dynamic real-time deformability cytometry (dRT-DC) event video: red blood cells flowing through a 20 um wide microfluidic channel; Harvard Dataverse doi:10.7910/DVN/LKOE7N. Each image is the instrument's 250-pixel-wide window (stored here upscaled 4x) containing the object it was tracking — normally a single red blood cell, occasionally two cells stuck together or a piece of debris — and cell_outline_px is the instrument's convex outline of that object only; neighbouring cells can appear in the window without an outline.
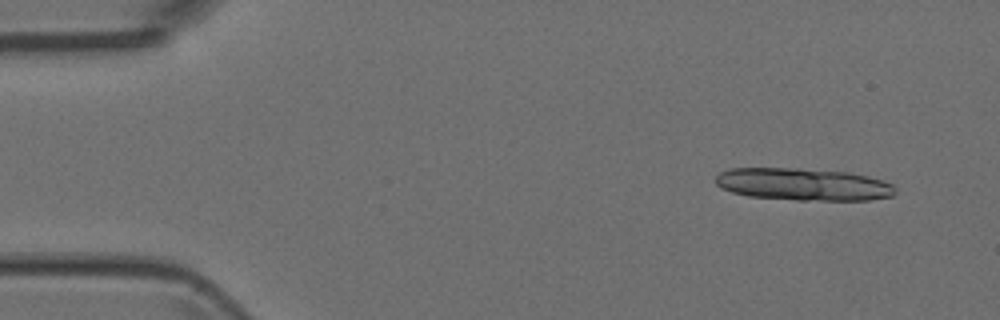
{"species": "Egyptian fruit bat (a non-hibernating species)", "species_latin": "Rousettus aegyptiacus", "temperature_condition": "room temperature", "stored_images_in_passage": 4, "camera_frame_rate_fps": 3000, "um_per_image_px": 0.085, "animal": {"sex": "female"}, "frame": {"image": 1, "passage_image": 1, "time_ms": 0.0, "image_size_px": [1000, 320], "cell_outline_px": [[896, 192], [892, 196], [868, 200], [796, 200], [748, 196], [732, 192], [720, 188], [716, 184], [716, 176], [720, 172], [728, 168], [800, 168], [848, 172], [868, 176], [884, 180], [892, 184], [896, 188]], "centroid_in_image_um": [68.27, 15.66], "position_along_channel_um": 16.7, "area_um2": 34.1}}